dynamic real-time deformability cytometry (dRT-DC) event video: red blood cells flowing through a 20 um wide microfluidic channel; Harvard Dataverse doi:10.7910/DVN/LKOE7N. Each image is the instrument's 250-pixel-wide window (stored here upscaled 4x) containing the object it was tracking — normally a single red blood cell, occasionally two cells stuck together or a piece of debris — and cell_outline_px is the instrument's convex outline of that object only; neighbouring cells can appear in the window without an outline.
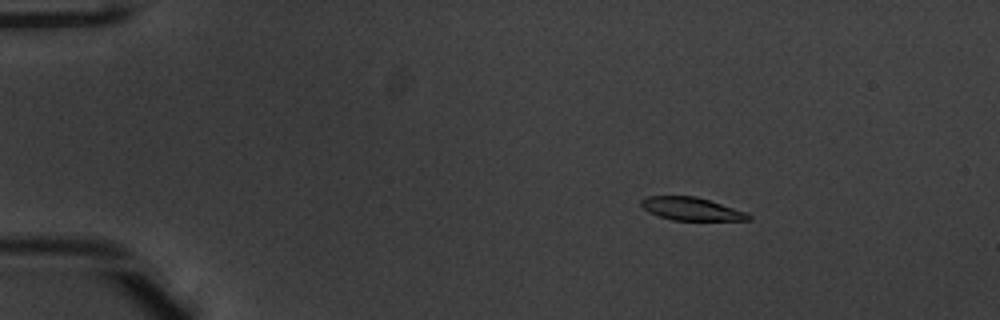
{"species": "common noctule bat (a hibernating species)", "species_latin": "Nyctalus noctula", "temperature_condition": "warm", "stored_images_in_passage": 53, "camera_frame_rate_fps": 3000, "um_per_image_px": 0.085, "animal": {"sex": "male", "body_mass_g": 20.1, "forearm_length_mm": 53.5}, "frame": {"image": 1, "passage_image": 9, "time_ms": 2.667, "image_size_px": [1000, 320], "cell_outline_px": [[752, 220], [672, 220], [648, 212], [640, 204], [640, 200], [648, 196], [696, 196], [748, 212], [752, 216]], "centroid_in_image_um": [58.79, 17.75], "position_along_channel_um": 26.2, "area_um2": 14.39}}
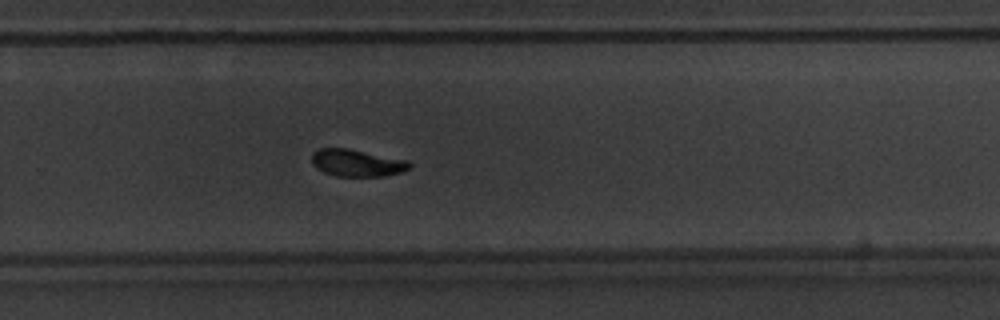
{"frame": {"image": 2, "passage_image": 36, "time_ms": 11.667, "image_size_px": [1000, 320], "cell_outline_px": [[412, 168], [400, 172], [384, 176], [336, 176], [324, 172], [316, 168], [312, 164], [312, 152], [320, 148], [348, 148], [408, 160], [412, 164]], "centroid_in_image_um": [30.34, 13.84], "position_along_channel_um": 299.5, "area_um2": 15.55}}
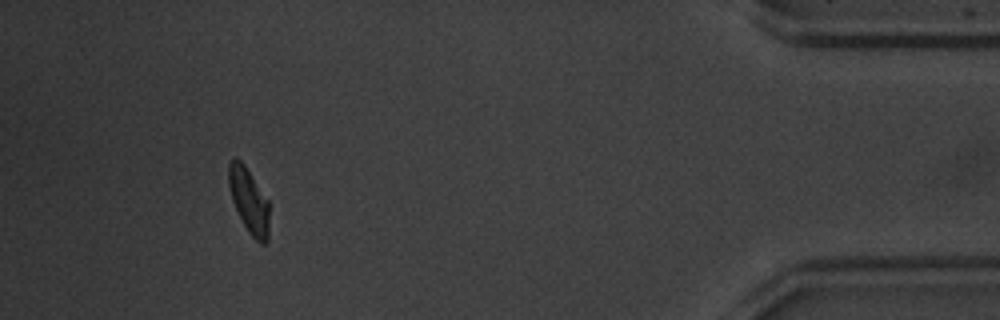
{"frame": {"image": 3, "passage_image": 49, "time_ms": 16.0, "image_size_px": [1000, 320], "cell_outline_px": [[268, 240], [264, 244], [260, 244], [248, 232], [232, 200], [228, 184], [228, 164], [236, 156], [244, 164], [268, 200]], "centroid_in_image_um": [21.15, 17.04], "position_along_channel_um": 414.1, "area_um2": 15.14}, "authors_computed_cell_mechanics": {"area_um2": 15.7216, "velocity_mm_per_s": 3.9315, "shape_relaxation_time_tau1_ms": 1.8329, "shape_relaxation_time_tau2_ms": 2.7558, "deformation_change_tau1": 0.1585, "deformation_change_tau2": 0.0891}}